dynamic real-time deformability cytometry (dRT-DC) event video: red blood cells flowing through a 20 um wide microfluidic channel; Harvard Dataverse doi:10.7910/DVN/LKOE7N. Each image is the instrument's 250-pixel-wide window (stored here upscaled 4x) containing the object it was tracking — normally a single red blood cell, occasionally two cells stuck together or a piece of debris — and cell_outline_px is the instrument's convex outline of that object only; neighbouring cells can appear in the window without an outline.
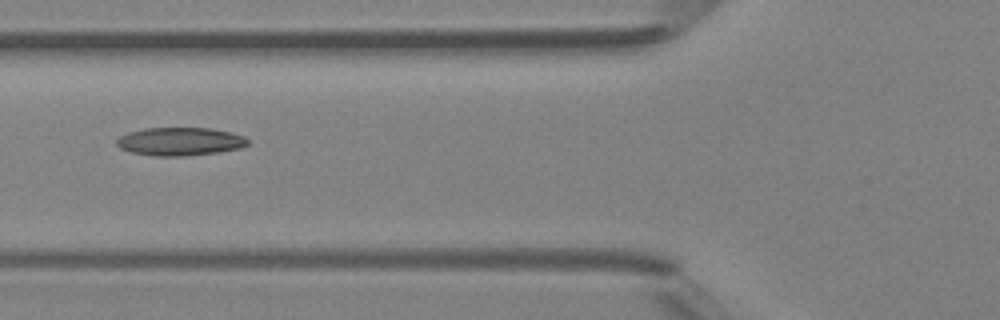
{"species": "Egyptian fruit bat (a non-hibernating species)", "species_latin": "Rousettus aegyptiacus", "temperature_condition": "room temperature", "stored_images_in_passage": 5, "camera_frame_rate_fps": 3000, "um_per_image_px": 0.085, "animal": {"sex": "female"}, "frame": {"image": 1, "passage_image": 5, "time_ms": 5.333, "image_size_px": [1000, 320], "cell_outline_px": [[248, 144], [240, 148], [216, 152], [184, 156], [156, 156], [132, 152], [120, 148], [116, 144], [116, 140], [120, 136], [128, 132], [144, 128], [208, 128], [232, 132], [244, 136], [248, 140]], "centroid_in_image_um": [15.29, 12.02], "position_along_channel_um": 110.5, "area_um2": 21.44}}